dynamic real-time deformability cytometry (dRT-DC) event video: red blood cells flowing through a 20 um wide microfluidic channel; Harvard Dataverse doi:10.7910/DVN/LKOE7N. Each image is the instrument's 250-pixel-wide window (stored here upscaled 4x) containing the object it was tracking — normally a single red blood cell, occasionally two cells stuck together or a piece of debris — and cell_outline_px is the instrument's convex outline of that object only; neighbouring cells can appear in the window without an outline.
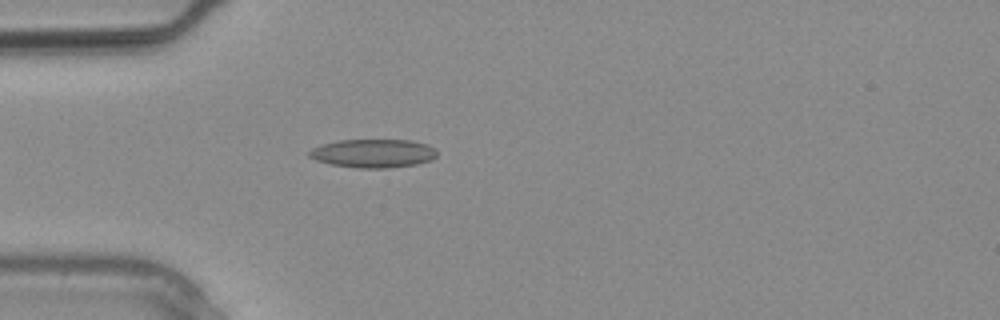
{"species": "common noctule bat (a hibernating species)", "species_latin": "Nyctalus noctula", "temperature_condition": "warm", "stored_images_in_passage": 5, "camera_frame_rate_fps": 3000, "um_per_image_px": 0.085, "animal": {"sex": "male", "body_mass_g": 20.4}, "frame": {"image": 1, "passage_image": 1, "time_ms": 0.0, "image_size_px": [1000, 320], "cell_outline_px": [[436, 156], [432, 160], [416, 164], [388, 168], [356, 168], [332, 164], [316, 160], [308, 156], [308, 152], [312, 148], [320, 144], [340, 140], [412, 140], [428, 144], [436, 148]], "centroid_in_image_um": [31.74, 13.03], "position_along_channel_um": 53.3, "area_um2": 21.39}}